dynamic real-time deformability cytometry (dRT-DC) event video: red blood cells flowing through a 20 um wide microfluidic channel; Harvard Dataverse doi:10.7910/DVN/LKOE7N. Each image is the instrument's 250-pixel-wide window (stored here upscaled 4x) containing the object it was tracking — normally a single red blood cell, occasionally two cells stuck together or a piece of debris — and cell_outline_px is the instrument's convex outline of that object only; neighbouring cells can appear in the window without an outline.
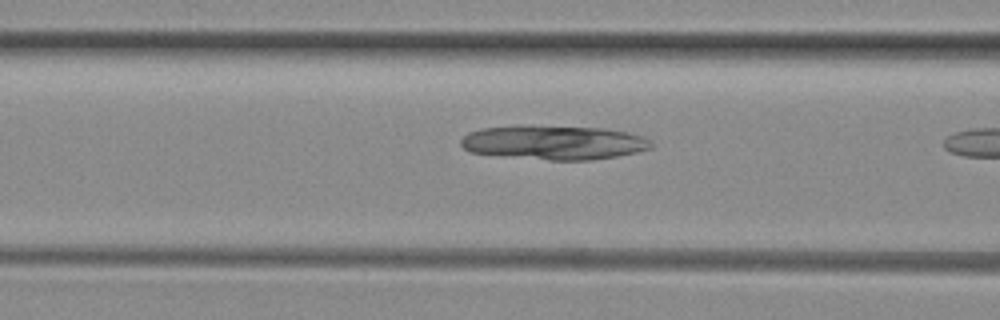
{"species": "common noctule bat (a hibernating species)", "species_latin": "Nyctalus noctula", "temperature_condition": "room temperature", "stored_images_in_passage": 7, "camera_frame_rate_fps": 3000, "um_per_image_px": 0.085, "animal": {"sex": "female", "body_mass_g": 29.2, "forearm_length_mm": 56.3}, "frame": {"image": 1, "passage_image": 6, "time_ms": 1.667, "image_size_px": [1000, 320], "cell_outline_px": [[652, 148], [636, 152], [616, 156], [592, 160], [548, 160], [468, 152], [460, 144], [460, 140], [468, 132], [480, 128], [516, 124], [520, 124], [604, 128], [628, 132], [640, 136], [648, 140], [652, 144]], "centroid_in_image_um": [47.01, 12.09], "position_along_channel_um": 119.6, "area_um2": 38.38}}